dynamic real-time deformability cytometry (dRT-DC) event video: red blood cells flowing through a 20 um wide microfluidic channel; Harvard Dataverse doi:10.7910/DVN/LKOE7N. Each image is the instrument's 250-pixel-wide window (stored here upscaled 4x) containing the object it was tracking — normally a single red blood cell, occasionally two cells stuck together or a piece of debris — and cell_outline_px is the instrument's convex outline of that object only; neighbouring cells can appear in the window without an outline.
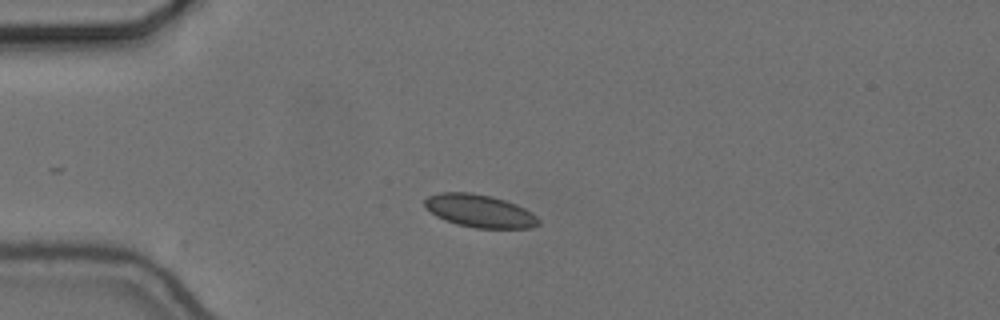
{"species": "common noctule bat (a hibernating species)", "species_latin": "Nyctalus noctula", "temperature_condition": "cold", "stored_images_in_passage": 31, "camera_frame_rate_fps": 3000, "um_per_image_px": 0.085, "animal": {"sex": "female", "body_mass_g": 24.6, "forearm_length_mm": 56.2}, "frame": {"image": 1, "passage_image": 1, "time_ms": 0.0, "image_size_px": [1000, 320], "cell_outline_px": [[540, 224], [532, 228], [476, 228], [456, 224], [444, 220], [436, 216], [424, 204], [424, 200], [428, 196], [440, 192], [472, 192], [492, 196], [516, 204], [532, 212], [540, 220]], "centroid_in_image_um": [40.79, 17.93], "position_along_channel_um": 44.2, "area_um2": 21.85}}
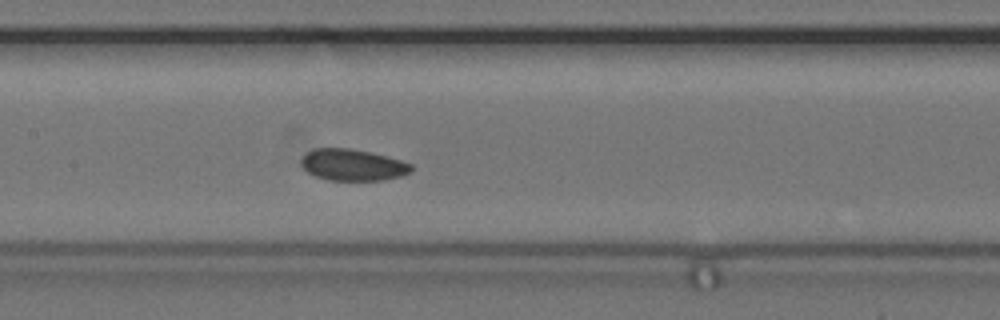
{"frame": {"image": 2, "passage_image": 14, "time_ms": 4.333, "image_size_px": [1000, 320], "cell_outline_px": [[412, 172], [400, 176], [384, 180], [328, 180], [316, 176], [308, 172], [300, 164], [300, 160], [312, 148], [348, 148], [372, 152], [388, 156], [412, 164]], "centroid_in_image_um": [29.99, 14.01], "position_along_channel_um": 177.4, "area_um2": 20.29}}
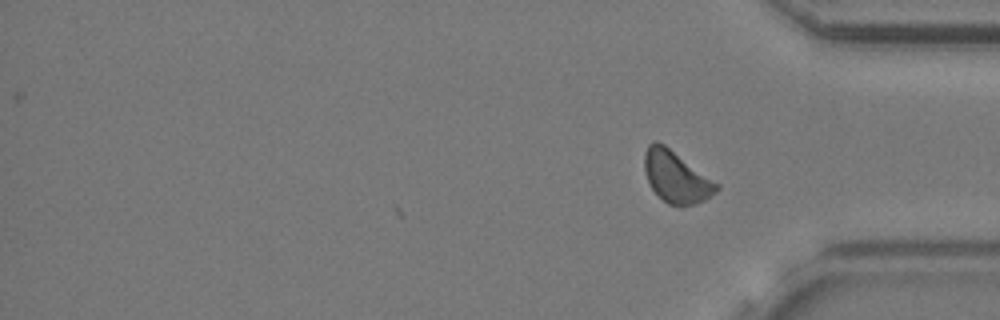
{"frame": {"image": 3, "passage_image": 31, "time_ms": 10.0, "image_size_px": [1000, 320], "cell_outline_px": [[720, 188], [716, 192], [704, 200], [696, 204], [680, 208], [668, 204], [652, 188], [648, 180], [644, 168], [644, 152], [648, 144], [652, 140], [656, 140], [664, 144], [720, 184]], "centroid_in_image_um": [57.49, 15.04], "position_along_channel_um": 377.7, "area_um2": 21.85}, "authors_computed_cell_mechanics": {"area_um2": 20.5768, "velocity_mm_per_s": 3.6219, "shape_relaxation_time_tau1_ms": 4.5488, "shape_relaxation_time_tau2_ms": 2.2067, "deformation_change_tau1": 0.0492, "deformation_change_tau2": 0.0687}}